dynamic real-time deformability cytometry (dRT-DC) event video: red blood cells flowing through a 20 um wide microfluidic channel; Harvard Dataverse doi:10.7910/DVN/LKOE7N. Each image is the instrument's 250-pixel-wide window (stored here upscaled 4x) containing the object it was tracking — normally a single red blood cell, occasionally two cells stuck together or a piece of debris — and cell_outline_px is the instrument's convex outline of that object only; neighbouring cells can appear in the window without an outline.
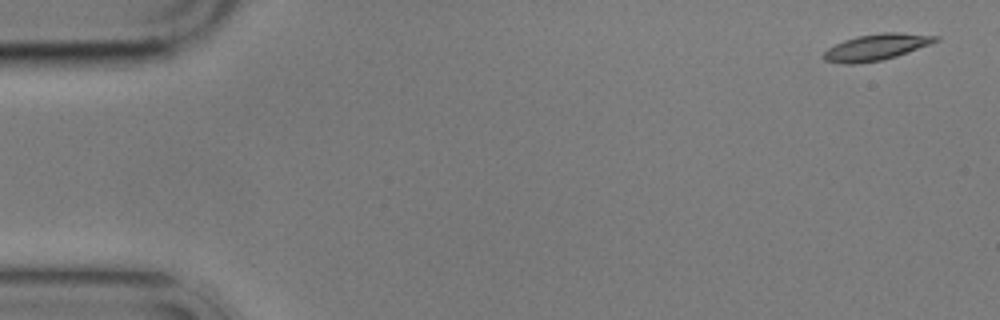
{"species": "common noctule bat (a hibernating species)", "species_latin": "Nyctalus noctula", "temperature_condition": "cold", "stored_images_in_passage": 5, "segment_of_instrument_passage": [2, 2], "camera_frame_rate_fps": 3000, "um_per_image_px": 0.085, "animal": {"sex": "male", "body_mass_g": 17.9}, "frame": {"image": 1, "passage_image": 5, "time_ms": 6.0, "image_size_px": [1000, 320], "cell_outline_px": [[940, 40], [896, 56], [880, 60], [852, 64], [848, 64], [824, 60], [824, 52], [828, 48], [844, 40], [856, 36], [880, 32], [900, 32], [940, 36]], "centroid_in_image_um": [74.5, 3.98], "position_along_channel_um": 10.5, "area_um2": 16.94}}